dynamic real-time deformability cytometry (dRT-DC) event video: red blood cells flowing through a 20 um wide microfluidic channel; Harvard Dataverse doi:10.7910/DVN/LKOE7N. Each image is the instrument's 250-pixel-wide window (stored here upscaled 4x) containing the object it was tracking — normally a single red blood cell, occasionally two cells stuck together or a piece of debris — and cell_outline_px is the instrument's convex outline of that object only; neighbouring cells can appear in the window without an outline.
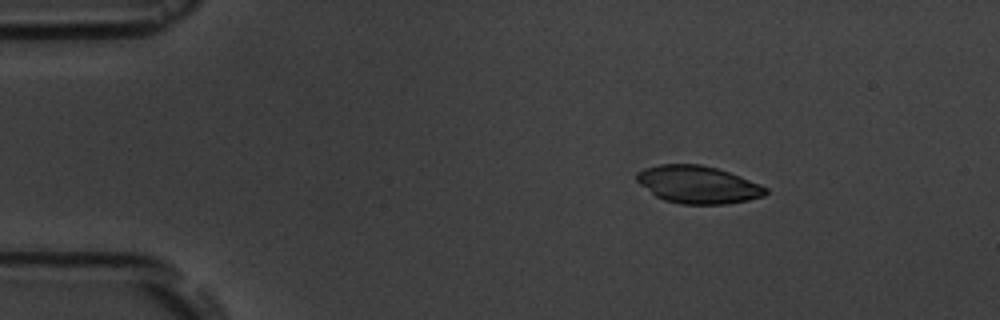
{"species": "common noctule bat (a hibernating species)", "species_latin": "Nyctalus noctula", "temperature_condition": "room temperature", "stored_images_in_passage": 3, "camera_frame_rate_fps": 3000, "um_per_image_px": 0.085, "animal": {"sex": "male", "body_mass_g": 19.5, "forearm_length_mm": 54.6}, "frame": {"image": 1, "passage_image": 1, "time_ms": 0.0, "image_size_px": [1000, 320], "cell_outline_px": [[768, 192], [764, 196], [748, 200], [728, 204], [680, 204], [664, 200], [656, 196], [640, 184], [636, 180], [636, 172], [644, 168], [660, 164], [700, 164], [716, 168], [740, 176], [760, 184], [768, 188]], "centroid_in_image_um": [59.33, 15.69], "position_along_channel_um": 25.7, "area_um2": 28.26}}